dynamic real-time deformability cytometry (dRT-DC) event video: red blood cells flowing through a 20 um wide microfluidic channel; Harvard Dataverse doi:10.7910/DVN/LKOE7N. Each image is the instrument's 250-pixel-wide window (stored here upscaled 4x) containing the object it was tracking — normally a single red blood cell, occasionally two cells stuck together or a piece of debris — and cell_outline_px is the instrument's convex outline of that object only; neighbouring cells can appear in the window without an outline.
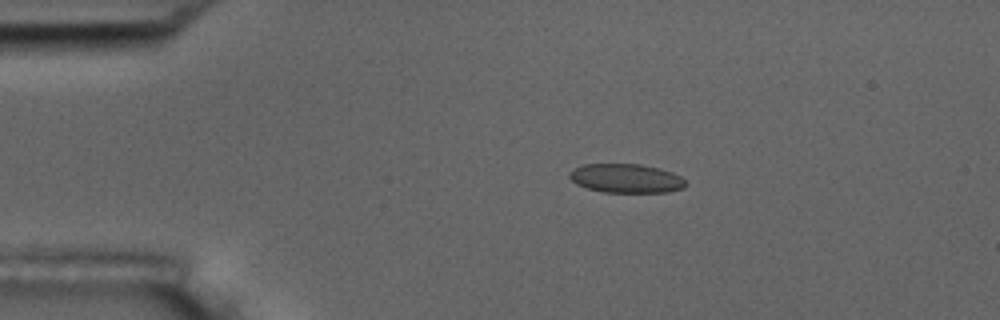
{"species": "common noctule bat (a hibernating species)", "species_latin": "Nyctalus noctula", "temperature_condition": "room temperature", "stored_images_in_passage": 6, "camera_frame_rate_fps": 3000, "um_per_image_px": 0.085, "animal": {"sex": "male", "body_mass_g": 17.5, "forearm_length_mm": 52.3}, "frame": {"image": 1, "passage_image": 2, "time_ms": 1.333, "image_size_px": [1000, 320], "cell_outline_px": [[688, 184], [684, 188], [668, 192], [604, 192], [588, 188], [576, 184], [568, 176], [568, 172], [572, 168], [580, 164], [640, 164], [660, 168], [672, 172], [680, 176]], "centroid_in_image_um": [53.2, 15.15], "position_along_channel_um": 31.8, "area_um2": 19.83}}
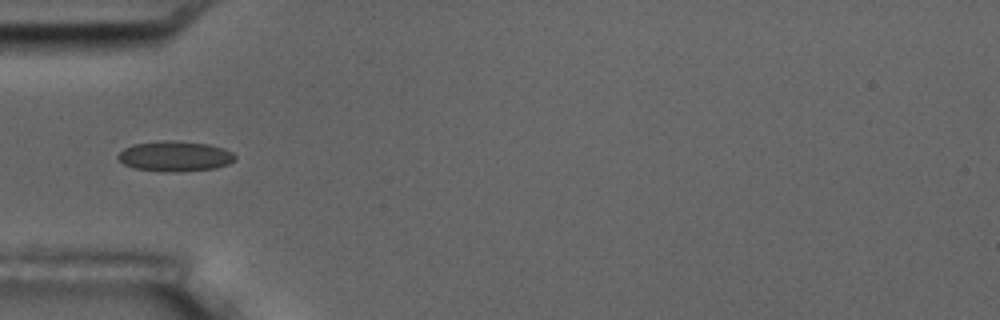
{"frame": {"image": 2, "passage_image": 4, "time_ms": 3.667, "image_size_px": [1000, 320], "cell_outline_px": [[236, 156], [228, 164], [216, 168], [136, 168], [124, 164], [116, 156], [124, 148], [132, 144], [160, 140], [172, 140], [208, 144], [224, 148], [232, 152]], "centroid_in_image_um": [14.86, 13.19], "position_along_channel_um": 70.1, "area_um2": 19.36}}